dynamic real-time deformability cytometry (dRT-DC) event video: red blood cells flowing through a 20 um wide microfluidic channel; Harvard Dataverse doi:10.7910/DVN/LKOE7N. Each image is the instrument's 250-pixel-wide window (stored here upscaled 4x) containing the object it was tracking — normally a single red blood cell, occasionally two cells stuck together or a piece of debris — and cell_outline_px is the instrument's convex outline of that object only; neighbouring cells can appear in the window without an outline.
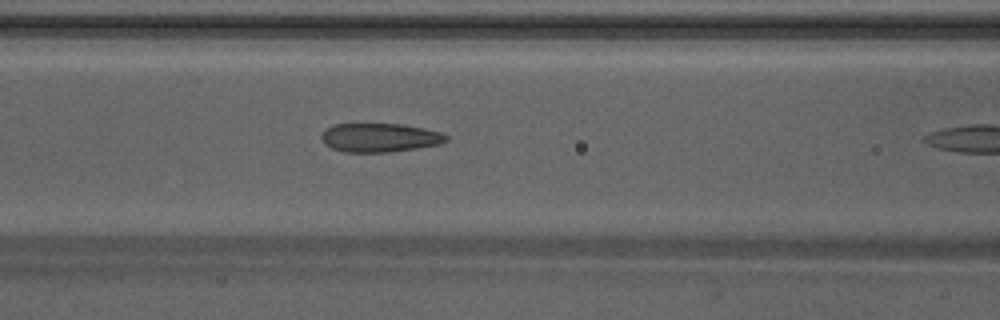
{"species": "Egyptian fruit bat (a non-hibernating species)", "species_latin": "Rousettus aegyptiacus", "temperature_condition": "warm", "stored_images_in_passage": 11, "camera_frame_rate_fps": 3000, "um_per_image_px": 0.085, "animal": {"sex": "male"}, "frame": {"image": 1, "passage_image": 10, "time_ms": 3.0, "image_size_px": [1000, 320], "cell_outline_px": [[448, 140], [440, 144], [416, 148], [388, 152], [344, 152], [332, 148], [324, 144], [320, 136], [332, 124], [404, 124], [424, 128], [440, 132], [448, 136]], "centroid_in_image_um": [32.28, 11.69], "position_along_channel_um": 134.3, "area_um2": 20.92}}